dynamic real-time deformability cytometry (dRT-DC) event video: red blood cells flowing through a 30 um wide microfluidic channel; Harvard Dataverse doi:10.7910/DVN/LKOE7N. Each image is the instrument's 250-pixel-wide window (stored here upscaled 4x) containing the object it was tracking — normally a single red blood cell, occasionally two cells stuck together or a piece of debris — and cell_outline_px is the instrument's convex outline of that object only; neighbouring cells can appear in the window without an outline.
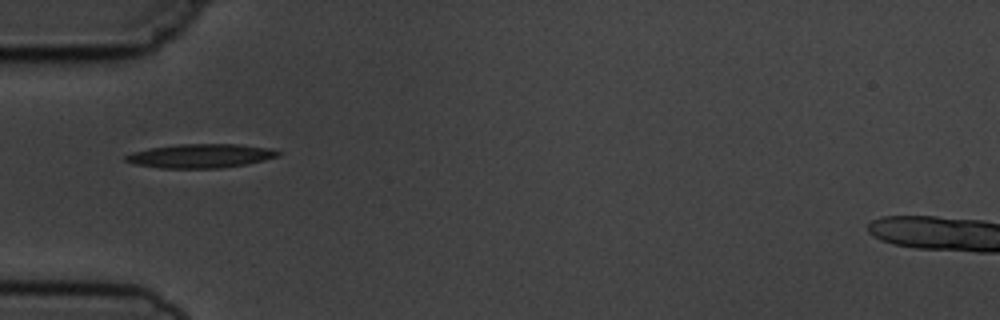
{"species": "common noctule bat (a hibernating species)", "species_latin": "Nyctalus noctula", "temperature_condition": "cold", "stored_images_in_passage": 4, "camera_frame_rate_fps": 3000, "um_per_image_px": 0.085, "animal": {"sex": "male", "body_mass_g": 19.5, "forearm_length_mm": 54.6}, "frame": {"image": 1, "passage_image": 2, "time_ms": 1.0, "image_size_px": [1000, 320], "cell_outline_px": [[280, 156], [248, 164], [220, 168], [160, 168], [132, 164], [124, 160], [124, 156], [132, 152], [148, 148], [180, 144], [240, 144], [272, 148], [280, 152]], "centroid_in_image_um": [17.05, 13.25], "position_along_channel_um": 68.0, "area_um2": 21.5}}
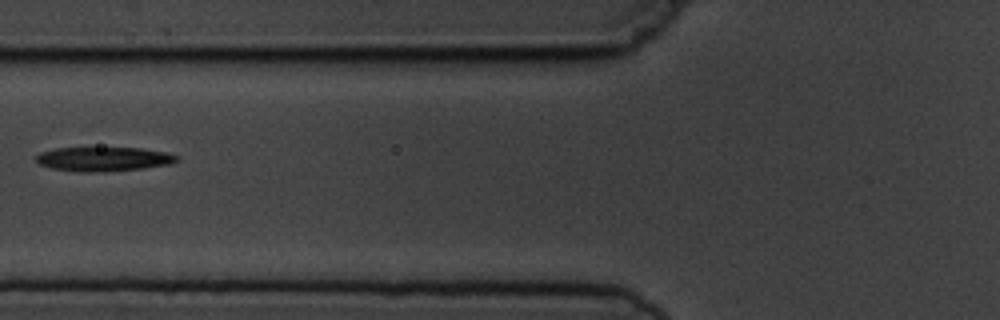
{"frame": {"image": 2, "passage_image": 3, "time_ms": 2.333, "image_size_px": [1000, 320], "cell_outline_px": [[180, 160], [172, 164], [144, 168], [92, 172], [80, 172], [52, 168], [40, 164], [36, 160], [36, 156], [40, 152], [56, 148], [140, 148], [164, 152], [180, 156]], "centroid_in_image_um": [8.84, 13.51], "position_along_channel_um": 117.0, "area_um2": 19.77}}
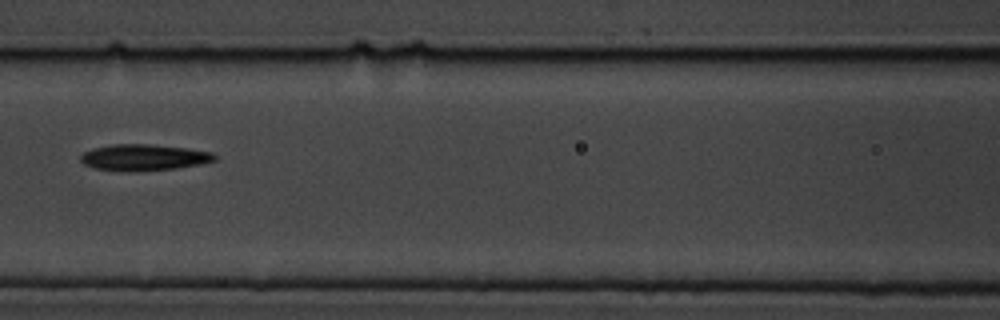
{"frame": {"image": 3, "passage_image": 4, "time_ms": 3.333, "image_size_px": [1000, 320], "cell_outline_px": [[216, 160], [200, 164], [176, 168], [92, 168], [84, 164], [80, 160], [80, 156], [84, 152], [92, 148], [112, 144], [152, 144], [188, 148], [212, 152], [216, 156]], "centroid_in_image_um": [12.26, 13.31], "position_along_channel_um": 154.3, "area_um2": 19.48}}